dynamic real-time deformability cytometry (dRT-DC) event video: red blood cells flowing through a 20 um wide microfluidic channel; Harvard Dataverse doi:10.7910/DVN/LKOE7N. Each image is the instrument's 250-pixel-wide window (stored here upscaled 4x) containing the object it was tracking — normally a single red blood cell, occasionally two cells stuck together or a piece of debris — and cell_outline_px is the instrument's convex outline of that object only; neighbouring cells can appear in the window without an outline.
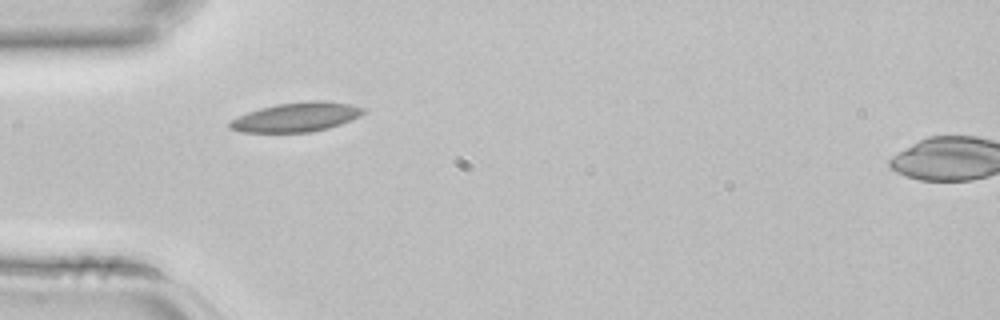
{"species": "common noctule bat (a hibernating species)", "species_latin": "Nyctalus noctula", "temperature_condition": "room temperature", "stored_images_in_passage": 4, "camera_frame_rate_fps": 3000, "um_per_image_px": 0.085, "animal": {"sex": "female", "body_mass_g": 22.7, "forearm_length_mm": 54.2}, "frame": {"image": 1, "passage_image": 3, "time_ms": 0.667, "image_size_px": [1000, 320], "cell_outline_px": [[368, 112], [352, 120], [328, 128], [312, 132], [240, 132], [228, 128], [228, 120], [248, 112], [260, 108], [276, 104], [308, 100], [324, 100], [348, 104], [364, 108]], "centroid_in_image_um": [25.18, 9.95], "position_along_channel_um": 59.8, "area_um2": 23.06}}